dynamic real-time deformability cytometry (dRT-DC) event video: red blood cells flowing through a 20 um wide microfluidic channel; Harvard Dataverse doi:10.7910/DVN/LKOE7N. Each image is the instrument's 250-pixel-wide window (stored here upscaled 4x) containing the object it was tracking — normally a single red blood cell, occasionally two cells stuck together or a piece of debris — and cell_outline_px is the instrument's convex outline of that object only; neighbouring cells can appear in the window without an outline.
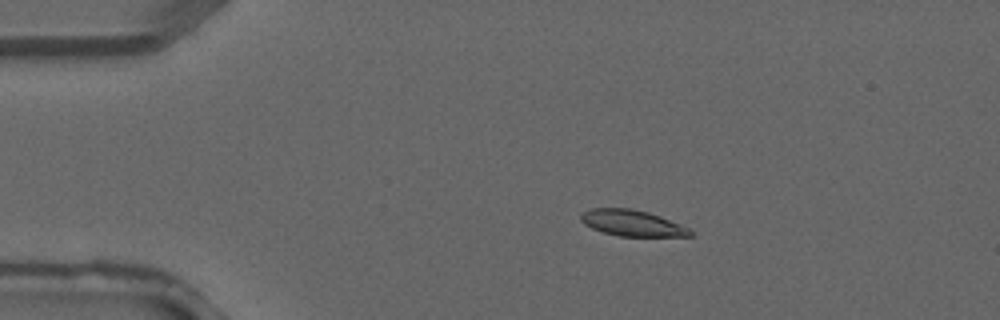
{"species": "common noctule bat (a hibernating species)", "species_latin": "Nyctalus noctula", "temperature_condition": "warm", "stored_images_in_passage": 4, "camera_frame_rate_fps": 3000, "um_per_image_px": 0.085, "animal": {"sex": "male", "forearm_length_mm": 52.5}, "frame": {"image": 1, "passage_image": 2, "time_ms": 0.333, "image_size_px": [1000, 320], "cell_outline_px": [[692, 236], [620, 236], [604, 232], [592, 228], [584, 224], [580, 220], [580, 216], [584, 212], [592, 208], [632, 208], [648, 212], [660, 216], [688, 228], [692, 232]], "centroid_in_image_um": [53.71, 18.95], "position_along_channel_um": 31.3, "area_um2": 16.42}}